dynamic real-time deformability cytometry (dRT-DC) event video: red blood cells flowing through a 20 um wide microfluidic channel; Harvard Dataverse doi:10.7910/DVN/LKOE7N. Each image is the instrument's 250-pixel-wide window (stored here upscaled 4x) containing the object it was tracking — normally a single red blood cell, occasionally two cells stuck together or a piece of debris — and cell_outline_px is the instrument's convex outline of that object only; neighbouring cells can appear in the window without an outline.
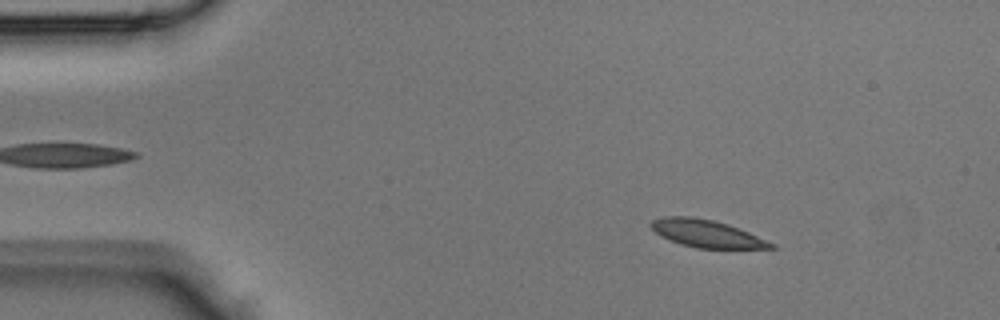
{"species": "Egyptian fruit bat (a non-hibernating species)", "species_latin": "Rousettus aegyptiacus", "temperature_condition": "room temperature", "stored_images_in_passage": 41, "camera_frame_rate_fps": 3000, "um_per_image_px": 0.085, "animal": {"sex": "male"}, "frame": {"image": 1, "passage_image": 4, "time_ms": 1.0, "image_size_px": [1000, 320], "cell_outline_px": [[776, 248], [696, 248], [680, 244], [660, 236], [648, 224], [652, 220], [664, 216], [692, 216], [712, 220], [728, 224], [748, 232], [776, 244]], "centroid_in_image_um": [60.03, 19.85], "position_along_channel_um": 25.0, "area_um2": 19.13}}
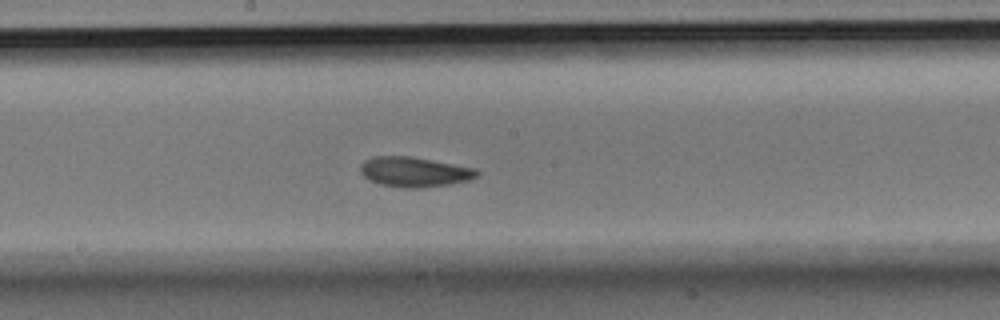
{"frame": {"image": 2, "passage_image": 21, "time_ms": 6.667, "image_size_px": [1000, 320], "cell_outline_px": [[480, 172], [476, 176], [468, 180], [448, 184], [420, 188], [400, 188], [380, 184], [368, 180], [360, 172], [360, 164], [364, 160], [372, 156], [412, 156], [476, 168]], "centroid_in_image_um": [35.18, 14.6], "position_along_channel_um": 213.0, "area_um2": 20.52}}
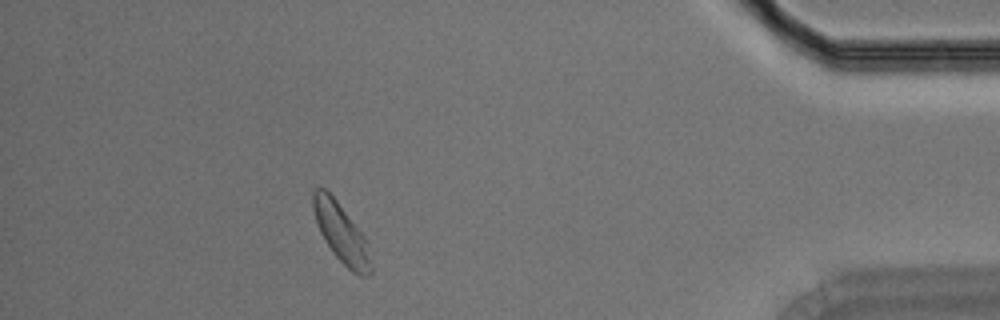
{"frame": {"image": 3, "passage_image": 37, "time_ms": 12.0, "image_size_px": [1000, 320], "cell_outline_px": [[372, 272], [368, 276], [360, 276], [352, 272], [332, 252], [324, 240], [320, 232], [312, 208], [312, 192], [316, 188], [324, 188], [336, 200], [364, 236], [372, 264]], "centroid_in_image_um": [28.99, 19.83], "position_along_channel_um": 406.2, "area_um2": 19.59}}